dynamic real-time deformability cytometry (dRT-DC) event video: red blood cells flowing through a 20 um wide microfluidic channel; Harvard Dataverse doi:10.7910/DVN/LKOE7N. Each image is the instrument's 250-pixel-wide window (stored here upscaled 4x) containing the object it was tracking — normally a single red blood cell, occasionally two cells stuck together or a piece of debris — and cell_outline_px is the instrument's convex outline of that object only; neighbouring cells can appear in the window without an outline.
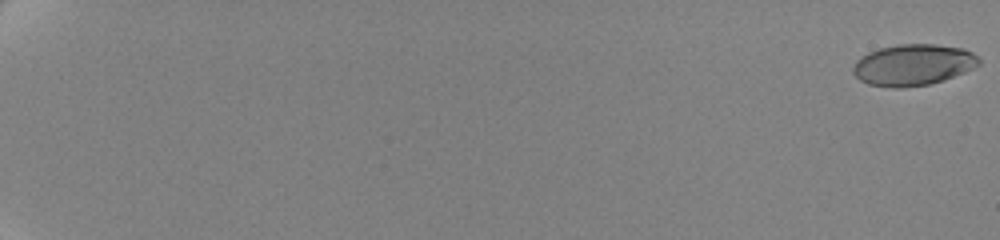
{"species": "human", "species_latin": "Homo sapiens", "temperature_condition": "cold", "stored_images_in_passage": 36, "camera_frame_rate_fps": 3000, "um_per_image_px": 0.085, "donor": {"sex": "female"}, "frame": {"image": 1, "passage_image": 1, "time_ms": 0.0, "image_size_px": [1000, 240], "cell_outline_px": [[980, 64], [964, 72], [944, 80], [928, 84], [900, 88], [892, 88], [868, 84], [860, 80], [852, 72], [852, 68], [856, 60], [860, 56], [868, 52], [880, 48], [900, 44], [932, 44], [964, 48], [972, 52], [980, 60]], "centroid_in_image_um": [77.59, 5.51], "position_along_channel_um": 7.4, "area_um2": 30.29}}
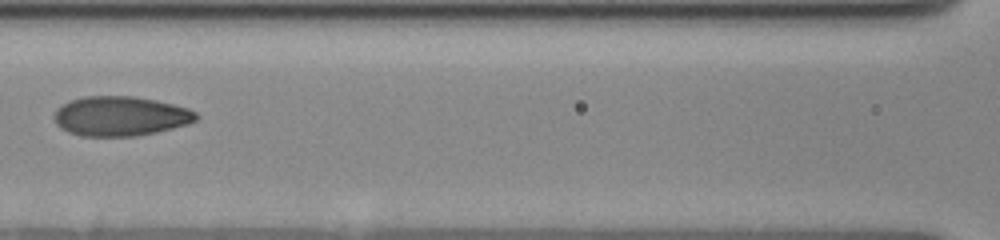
{"frame": {"image": 2, "passage_image": 20, "time_ms": 11.0, "image_size_px": [1000, 240], "cell_outline_px": [[200, 116], [196, 120], [188, 124], [156, 132], [136, 136], [80, 136], [68, 132], [60, 128], [56, 124], [52, 116], [56, 108], [68, 100], [84, 96], [132, 96], [156, 100], [188, 108], [196, 112]], "centroid_in_image_um": [10.19, 9.87], "position_along_channel_um": 156.4, "area_um2": 33.12}}
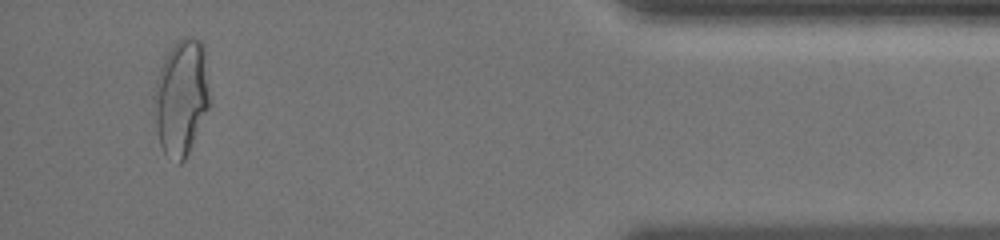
{"frame": {"image": 3, "passage_image": 35, "time_ms": 19.667, "image_size_px": [1000, 240], "cell_outline_px": [[212, 104], [184, 160], [180, 164], [176, 164], [164, 152], [160, 144], [156, 128], [152, 104], [152, 96], [156, 80], [160, 68], [172, 44], [184, 36], [192, 36], [200, 40], [204, 44]], "centroid_in_image_um": [15.43, 8.25], "position_along_channel_um": 419.8, "area_um2": 38.61}, "authors_computed_cell_mechanics": {"area_um2": 31.8767, "velocity_mm_per_s": 3.5178, "shape_relaxation_time_tau1_ms": 4.8865, "shape_relaxation_time_tau2_ms": 1.0272, "deformation_change_tau1": 0.1692, "deformation_change_tau2": 0.048}}